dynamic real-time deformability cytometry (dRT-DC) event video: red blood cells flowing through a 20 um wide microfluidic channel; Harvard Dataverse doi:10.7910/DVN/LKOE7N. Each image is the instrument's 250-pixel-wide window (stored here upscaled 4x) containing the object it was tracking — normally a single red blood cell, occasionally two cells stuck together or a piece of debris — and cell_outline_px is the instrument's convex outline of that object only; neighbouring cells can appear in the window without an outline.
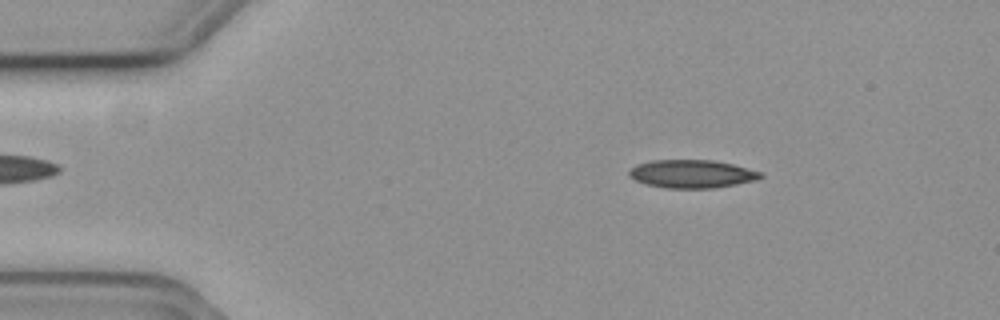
{"species": "common noctule bat (a hibernating species)", "species_latin": "Nyctalus noctula", "temperature_condition": "cold", "stored_images_in_passage": 55, "camera_frame_rate_fps": 3000, "um_per_image_px": 0.085, "animal": {"sex": "female", "body_mass_g": 19.3, "forearm_length_mm": 54.1}, "frame": {"image": 1, "passage_image": 8, "time_ms": 2.333, "image_size_px": [1000, 320], "cell_outline_px": [[764, 176], [756, 180], [716, 188], [664, 188], [644, 184], [628, 176], [628, 172], [636, 164], [652, 160], [712, 160], [732, 164], [760, 172]], "centroid_in_image_um": [58.77, 14.78], "position_along_channel_um": 26.2, "area_um2": 21.56}}
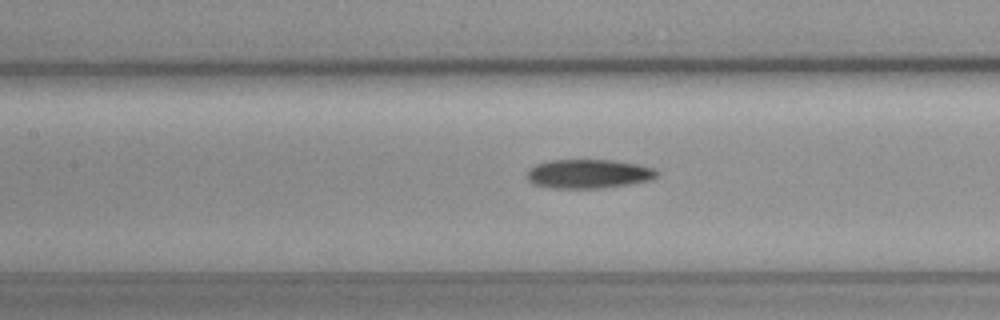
{"frame": {"image": 2, "passage_image": 24, "time_ms": 7.667, "image_size_px": [1000, 320], "cell_outline_px": [[660, 172], [656, 176], [648, 180], [628, 184], [604, 188], [552, 188], [532, 184], [528, 180], [528, 168], [536, 164], [552, 160], [612, 160], [640, 164], [656, 168]], "centroid_in_image_um": [50.03, 14.77], "position_along_channel_um": 157.4, "area_um2": 22.08}}
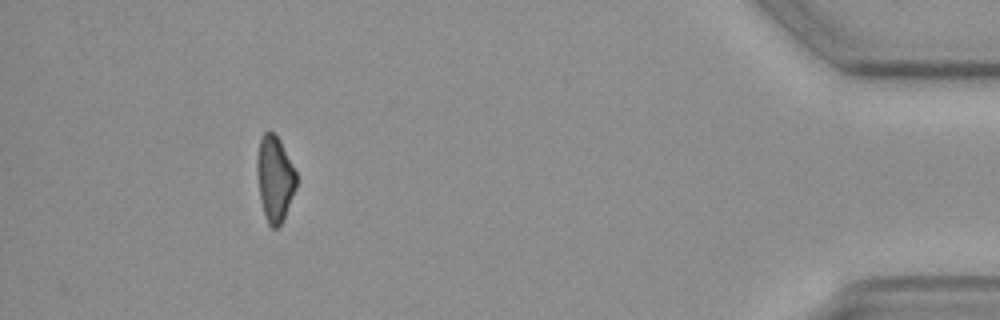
{"frame": {"image": 3, "passage_image": 50, "time_ms": 16.333, "image_size_px": [1000, 320], "cell_outline_px": [[296, 188], [284, 220], [276, 228], [272, 228], [268, 224], [264, 212], [260, 196], [256, 172], [256, 160], [260, 140], [264, 132], [272, 132], [280, 140], [296, 172]], "centroid_in_image_um": [23.36, 15.2], "position_along_channel_um": 411.8, "area_um2": 19.48}, "authors_computed_cell_mechanics": {"area_um2": 21.5016, "velocity_mm_per_s": 3.6977, "shape_relaxation_time_tau1_ms": 9.2757, "shape_relaxation_time_tau2_ms": null, "deformation_change_tau1": 0.1772, "deformation_change_tau2": null}}